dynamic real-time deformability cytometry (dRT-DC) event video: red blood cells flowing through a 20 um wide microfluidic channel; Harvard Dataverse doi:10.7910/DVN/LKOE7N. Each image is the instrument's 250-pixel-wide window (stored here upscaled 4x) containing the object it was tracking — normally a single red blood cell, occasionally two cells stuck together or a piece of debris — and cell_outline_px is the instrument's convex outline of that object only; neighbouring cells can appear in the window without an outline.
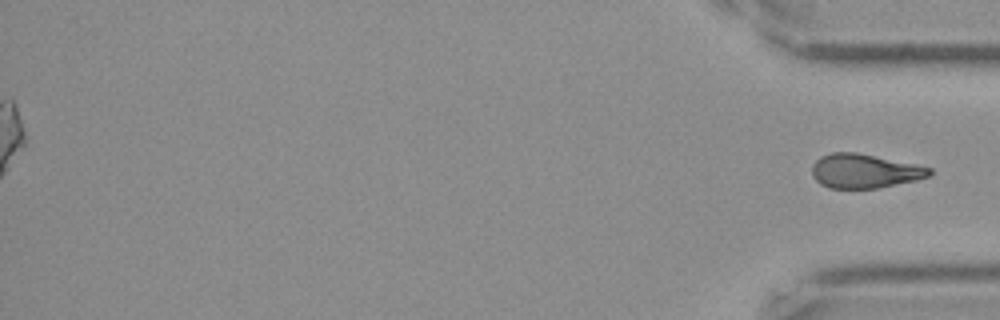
{"species": "Egyptian fruit bat (a non-hibernating species)", "species_latin": "Rousettus aegyptiacus", "temperature_condition": "cold", "stored_images_in_passage": 59, "segment_of_instrument_passage": [2, 2], "camera_frame_rate_fps": 3000, "um_per_image_px": 0.085, "frame": {"image": 1, "passage_image": 59, "time_ms": 19.333, "image_size_px": [1000, 320], "cell_outline_px": [[932, 176], [916, 180], [876, 188], [828, 188], [820, 184], [812, 176], [812, 164], [820, 156], [832, 152], [856, 152], [932, 168]], "centroid_in_image_um": [73.46, 14.54], "position_along_channel_um": 361.7, "area_um2": 23.29}}